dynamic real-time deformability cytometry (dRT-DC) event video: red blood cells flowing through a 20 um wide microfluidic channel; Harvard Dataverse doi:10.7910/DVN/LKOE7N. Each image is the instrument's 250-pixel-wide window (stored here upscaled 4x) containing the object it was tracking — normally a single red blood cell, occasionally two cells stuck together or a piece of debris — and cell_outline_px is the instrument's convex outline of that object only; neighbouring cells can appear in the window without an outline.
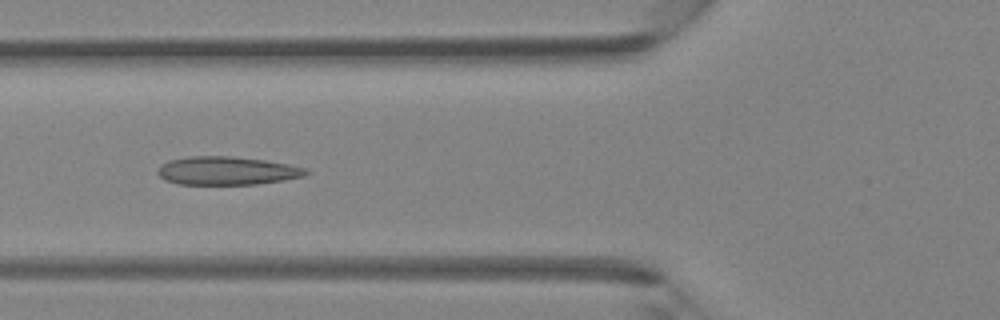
{"species": "Egyptian fruit bat (a non-hibernating species)", "species_latin": "Rousettus aegyptiacus", "temperature_condition": "room temperature", "stored_images_in_passage": 30, "camera_frame_rate_fps": 3000, "um_per_image_px": 0.085, "animal": {"sex": "female"}, "frame": {"image": 1, "passage_image": 3, "time_ms": 0.667, "image_size_px": [1000, 320], "cell_outline_px": [[312, 172], [304, 176], [284, 180], [256, 184], [180, 184], [164, 180], [156, 172], [160, 164], [168, 160], [188, 156], [232, 156], [264, 160], [288, 164], [308, 168]], "centroid_in_image_um": [19.29, 14.5], "position_along_channel_um": 106.5, "area_um2": 24.68}}
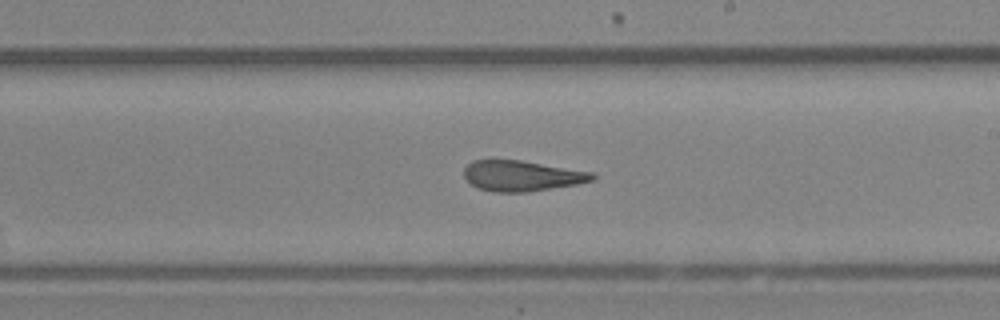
{"frame": {"image": 2, "passage_image": 12, "time_ms": 3.667, "image_size_px": [1000, 320], "cell_outline_px": [[596, 180], [576, 184], [528, 192], [492, 192], [480, 188], [472, 184], [464, 176], [464, 168], [472, 160], [520, 160], [592, 172], [596, 176]], "centroid_in_image_um": [44.36, 14.95], "position_along_channel_um": 244.6, "area_um2": 22.72}}
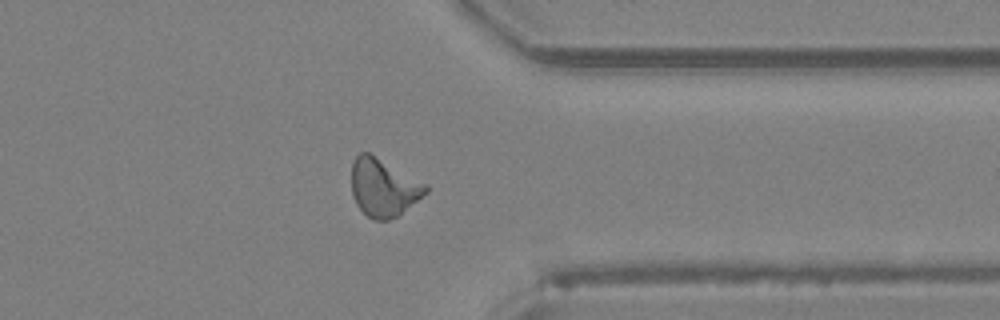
{"frame": {"image": 3, "passage_image": 21, "time_ms": 6.667, "image_size_px": [1000, 320], "cell_outline_px": [[428, 192], [396, 216], [388, 220], [376, 220], [368, 216], [356, 204], [352, 192], [352, 164], [356, 156], [360, 152], [368, 152], [428, 184]], "centroid_in_image_um": [32.6, 15.92], "position_along_channel_um": 378.8, "area_um2": 24.68}}